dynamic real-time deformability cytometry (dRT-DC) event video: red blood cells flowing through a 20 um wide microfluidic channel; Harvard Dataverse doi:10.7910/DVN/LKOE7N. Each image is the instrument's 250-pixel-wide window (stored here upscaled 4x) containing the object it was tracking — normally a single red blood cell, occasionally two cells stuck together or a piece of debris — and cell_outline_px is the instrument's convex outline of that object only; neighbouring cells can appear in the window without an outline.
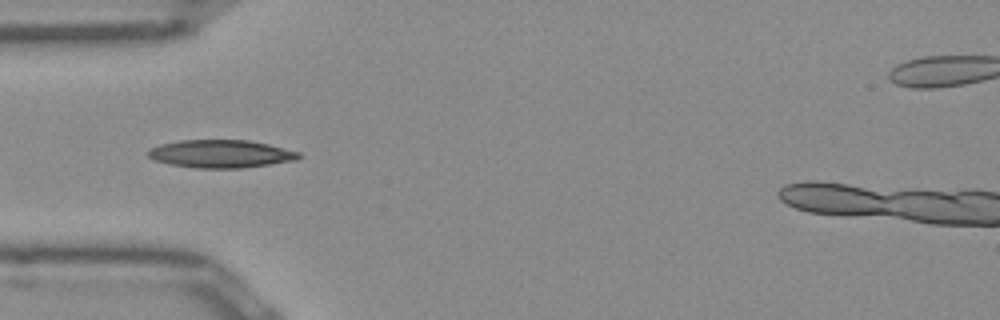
{"species": "Egyptian fruit bat (a non-hibernating species)", "species_latin": "Rousettus aegyptiacus", "temperature_condition": "room temperature", "stored_images_in_passage": 35, "camera_frame_rate_fps": 3000, "um_per_image_px": 0.085, "frame": {"image": 1, "passage_image": 1, "time_ms": 0.0, "image_size_px": [1000, 320], "cell_outline_px": [[300, 156], [296, 160], [240, 168], [196, 168], [168, 164], [156, 160], [148, 156], [148, 152], [152, 148], [160, 144], [180, 140], [248, 140], [268, 144], [300, 152]], "centroid_in_image_um": [18.76, 13.07], "position_along_channel_um": 66.2, "area_um2": 24.28}}
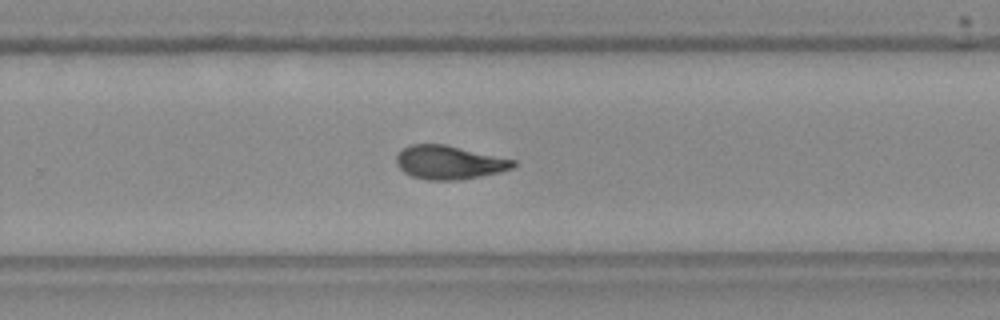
{"frame": {"image": 2, "passage_image": 18, "time_ms": 5.667, "image_size_px": [1000, 320], "cell_outline_px": [[516, 164], [512, 168], [500, 172], [452, 180], [428, 180], [412, 176], [404, 172], [396, 164], [396, 156], [404, 148], [412, 144], [444, 144], [516, 160]], "centroid_in_image_um": [38.16, 13.8], "position_along_channel_um": 291.6, "area_um2": 22.54}}
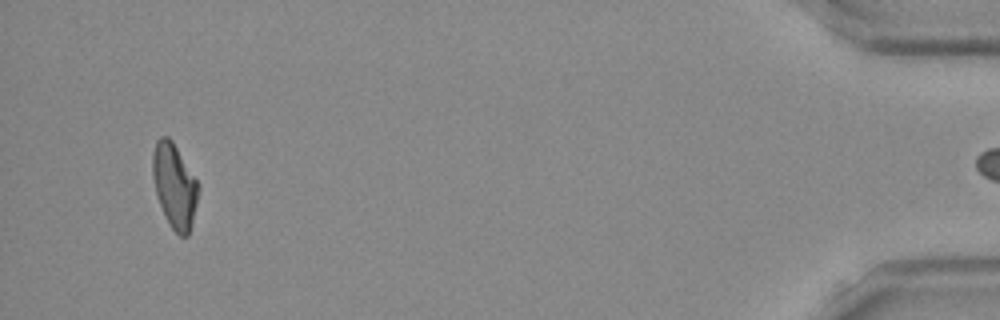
{"frame": {"image": 3, "passage_image": 34, "time_ms": 11.0, "image_size_px": [1000, 320], "cell_outline_px": [[200, 188], [188, 236], [180, 236], [172, 228], [160, 204], [156, 192], [152, 176], [152, 156], [156, 140], [160, 136], [168, 136], [172, 140], [196, 180]], "centroid_in_image_um": [14.82, 15.75], "position_along_channel_um": 420.4, "area_um2": 22.02}, "authors_computed_cell_mechanics": {"area_um2": 22.542, "velocity_mm_per_s": 3.97, "shape_relaxation_time_tau1_ms": 7.7321, "shape_relaxation_time_tau2_ms": 2.714, "deformation_change_tau1": 0.1996, "deformation_change_tau2": 0.091}}